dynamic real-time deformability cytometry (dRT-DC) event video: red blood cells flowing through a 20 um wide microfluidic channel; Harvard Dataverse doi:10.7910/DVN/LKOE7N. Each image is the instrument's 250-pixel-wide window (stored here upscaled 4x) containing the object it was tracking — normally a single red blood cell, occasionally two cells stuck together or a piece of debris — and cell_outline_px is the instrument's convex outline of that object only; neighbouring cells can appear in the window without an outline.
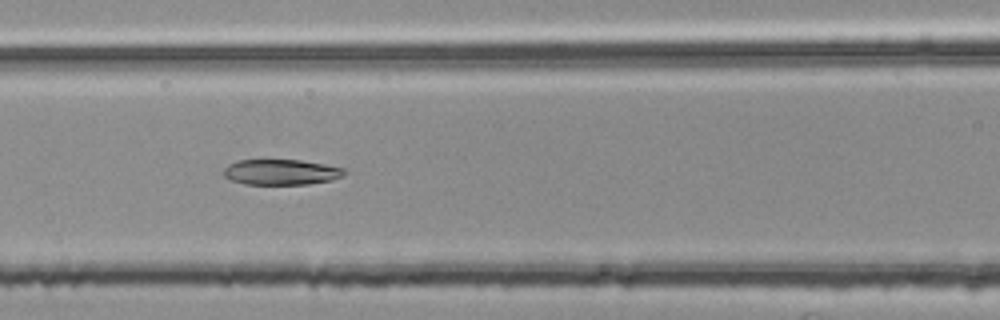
{"species": "common noctule bat (a hibernating species)", "species_latin": "Nyctalus noctula", "temperature_condition": "room temperature", "stored_images_in_passage": 49, "camera_frame_rate_fps": 3000, "um_per_image_px": 0.085, "animal": {"sex": "female", "body_mass_g": 25.1}, "frame": {"image": 1, "passage_image": 18, "time_ms": 5.667, "image_size_px": [1000, 320], "cell_outline_px": [[348, 172], [344, 176], [332, 180], [308, 184], [244, 184], [232, 180], [224, 176], [224, 168], [228, 164], [236, 160], [300, 160], [324, 164], [344, 168]], "centroid_in_image_um": [23.92, 14.62], "position_along_channel_um": 142.7, "area_um2": 18.03}}
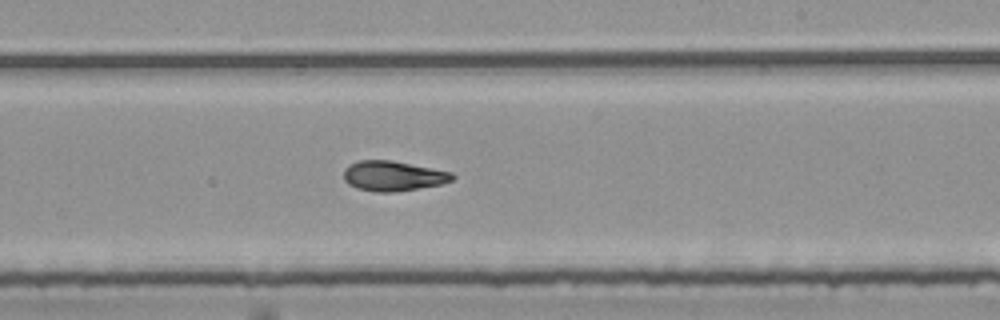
{"frame": {"image": 2, "passage_image": 27, "time_ms": 8.667, "image_size_px": [1000, 320], "cell_outline_px": [[456, 176], [452, 180], [440, 184], [392, 192], [376, 192], [356, 188], [348, 184], [344, 180], [344, 168], [348, 164], [360, 160], [392, 160], [452, 172]], "centroid_in_image_um": [33.37, 14.94], "position_along_channel_um": 255.6, "area_um2": 18.96}}
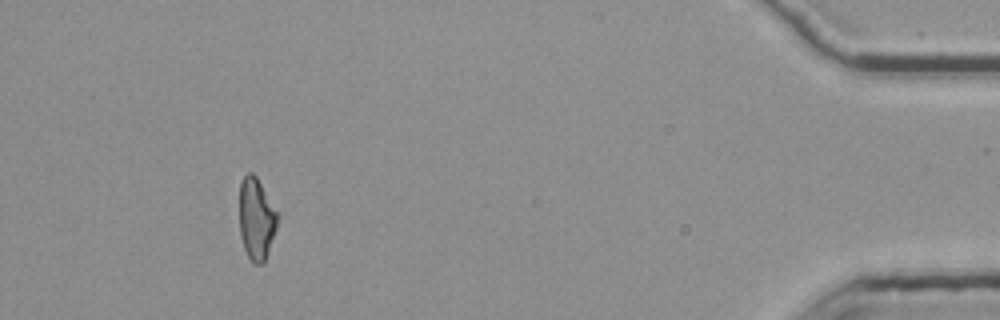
{"frame": {"image": 3, "passage_image": 45, "time_ms": 14.667, "image_size_px": [1000, 320], "cell_outline_px": [[280, 216], [268, 252], [264, 260], [260, 264], [252, 264], [244, 248], [240, 236], [240, 184], [244, 176], [248, 172], [252, 172], [256, 176]], "centroid_in_image_um": [21.79, 18.6], "position_along_channel_um": 413.4, "area_um2": 18.09}, "authors_computed_cell_mechanics": {"area_um2": 18.9584, "velocity_mm_per_s": 3.7726, "shape_relaxation_time_tau1_ms": 9.1997, "shape_relaxation_time_tau2_ms": 4.0208, "deformation_change_tau1": 0.2208, "deformation_change_tau2": 0.1035}}